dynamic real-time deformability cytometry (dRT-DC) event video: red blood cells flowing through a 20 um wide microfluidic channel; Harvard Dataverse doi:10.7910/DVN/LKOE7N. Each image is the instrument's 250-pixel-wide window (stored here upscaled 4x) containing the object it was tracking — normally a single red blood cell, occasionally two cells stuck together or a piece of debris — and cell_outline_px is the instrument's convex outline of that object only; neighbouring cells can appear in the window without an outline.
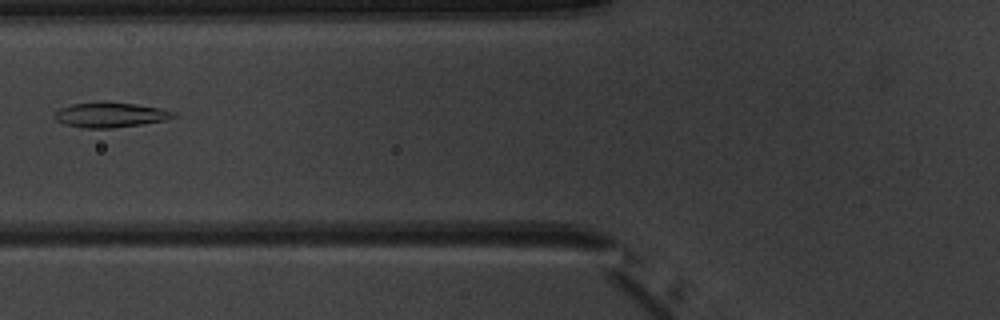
{"species": "common noctule bat (a hibernating species)", "species_latin": "Nyctalus noctula", "temperature_condition": "warm", "stored_images_in_passage": 2, "camera_frame_rate_fps": 3000, "um_per_image_px": 0.085, "animal": {"sex": "male", "body_mass_g": 20.1, "forearm_length_mm": 53.5}, "frame": {"image": 1, "passage_image": 2, "time_ms": 1.0, "image_size_px": [1000, 320], "cell_outline_px": [[176, 116], [168, 120], [112, 128], [84, 128], [64, 124], [56, 120], [52, 116], [52, 112], [60, 108], [72, 104], [100, 100], [104, 100], [136, 104], [164, 108], [176, 112]], "centroid_in_image_um": [9.36, 9.73], "position_along_channel_um": 116.4, "area_um2": 17.92}}